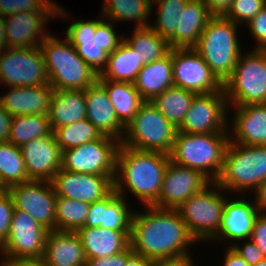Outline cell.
Listing matches in <instances>:
<instances>
[{"instance_id": "1", "label": "cell", "mask_w": 266, "mask_h": 266, "mask_svg": "<svg viewBox=\"0 0 266 266\" xmlns=\"http://www.w3.org/2000/svg\"><path fill=\"white\" fill-rule=\"evenodd\" d=\"M145 207L144 212L134 211L132 215L129 238L133 252L153 262L190 254V245L197 241L190 234L179 211Z\"/></svg>"}, {"instance_id": "2", "label": "cell", "mask_w": 266, "mask_h": 266, "mask_svg": "<svg viewBox=\"0 0 266 266\" xmlns=\"http://www.w3.org/2000/svg\"><path fill=\"white\" fill-rule=\"evenodd\" d=\"M169 161V154L136 150L120 144L117 152L114 190L126 197L127 189L128 193L131 192L139 199L140 204L152 206L159 198Z\"/></svg>"}, {"instance_id": "3", "label": "cell", "mask_w": 266, "mask_h": 266, "mask_svg": "<svg viewBox=\"0 0 266 266\" xmlns=\"http://www.w3.org/2000/svg\"><path fill=\"white\" fill-rule=\"evenodd\" d=\"M45 63L49 84L58 90H86L99 74L76 52L69 40L48 33L39 45Z\"/></svg>"}, {"instance_id": "4", "label": "cell", "mask_w": 266, "mask_h": 266, "mask_svg": "<svg viewBox=\"0 0 266 266\" xmlns=\"http://www.w3.org/2000/svg\"><path fill=\"white\" fill-rule=\"evenodd\" d=\"M266 180V145H243L229 140L215 183L226 192H254Z\"/></svg>"}, {"instance_id": "5", "label": "cell", "mask_w": 266, "mask_h": 266, "mask_svg": "<svg viewBox=\"0 0 266 266\" xmlns=\"http://www.w3.org/2000/svg\"><path fill=\"white\" fill-rule=\"evenodd\" d=\"M238 26L224 16L213 15L194 47L222 84L232 75L242 53Z\"/></svg>"}, {"instance_id": "6", "label": "cell", "mask_w": 266, "mask_h": 266, "mask_svg": "<svg viewBox=\"0 0 266 266\" xmlns=\"http://www.w3.org/2000/svg\"><path fill=\"white\" fill-rule=\"evenodd\" d=\"M229 133H176L170 161L200 171L211 182L220 175Z\"/></svg>"}, {"instance_id": "7", "label": "cell", "mask_w": 266, "mask_h": 266, "mask_svg": "<svg viewBox=\"0 0 266 266\" xmlns=\"http://www.w3.org/2000/svg\"><path fill=\"white\" fill-rule=\"evenodd\" d=\"M241 53L232 75L224 82L228 106L266 103V49Z\"/></svg>"}, {"instance_id": "8", "label": "cell", "mask_w": 266, "mask_h": 266, "mask_svg": "<svg viewBox=\"0 0 266 266\" xmlns=\"http://www.w3.org/2000/svg\"><path fill=\"white\" fill-rule=\"evenodd\" d=\"M176 133L177 128L150 101H144L120 142L136 150L170 154Z\"/></svg>"}, {"instance_id": "9", "label": "cell", "mask_w": 266, "mask_h": 266, "mask_svg": "<svg viewBox=\"0 0 266 266\" xmlns=\"http://www.w3.org/2000/svg\"><path fill=\"white\" fill-rule=\"evenodd\" d=\"M225 193L226 191L215 182H210L177 208L187 229L197 242L209 243L218 233L226 200Z\"/></svg>"}, {"instance_id": "10", "label": "cell", "mask_w": 266, "mask_h": 266, "mask_svg": "<svg viewBox=\"0 0 266 266\" xmlns=\"http://www.w3.org/2000/svg\"><path fill=\"white\" fill-rule=\"evenodd\" d=\"M121 142L102 136L98 140L62 151L61 168L91 175L116 176L117 152Z\"/></svg>"}, {"instance_id": "11", "label": "cell", "mask_w": 266, "mask_h": 266, "mask_svg": "<svg viewBox=\"0 0 266 266\" xmlns=\"http://www.w3.org/2000/svg\"><path fill=\"white\" fill-rule=\"evenodd\" d=\"M5 87L49 84L40 47L7 48L0 53V84Z\"/></svg>"}, {"instance_id": "12", "label": "cell", "mask_w": 266, "mask_h": 266, "mask_svg": "<svg viewBox=\"0 0 266 266\" xmlns=\"http://www.w3.org/2000/svg\"><path fill=\"white\" fill-rule=\"evenodd\" d=\"M228 110L224 90L196 94L177 131L186 134L229 133Z\"/></svg>"}, {"instance_id": "13", "label": "cell", "mask_w": 266, "mask_h": 266, "mask_svg": "<svg viewBox=\"0 0 266 266\" xmlns=\"http://www.w3.org/2000/svg\"><path fill=\"white\" fill-rule=\"evenodd\" d=\"M171 60L174 86L196 94L223 90V84L194 48H171Z\"/></svg>"}, {"instance_id": "14", "label": "cell", "mask_w": 266, "mask_h": 266, "mask_svg": "<svg viewBox=\"0 0 266 266\" xmlns=\"http://www.w3.org/2000/svg\"><path fill=\"white\" fill-rule=\"evenodd\" d=\"M14 210L29 214L48 231L55 230L56 194L49 181L31 180L9 187Z\"/></svg>"}, {"instance_id": "15", "label": "cell", "mask_w": 266, "mask_h": 266, "mask_svg": "<svg viewBox=\"0 0 266 266\" xmlns=\"http://www.w3.org/2000/svg\"><path fill=\"white\" fill-rule=\"evenodd\" d=\"M48 232L26 212L14 210L0 255L3 258H42Z\"/></svg>"}, {"instance_id": "16", "label": "cell", "mask_w": 266, "mask_h": 266, "mask_svg": "<svg viewBox=\"0 0 266 266\" xmlns=\"http://www.w3.org/2000/svg\"><path fill=\"white\" fill-rule=\"evenodd\" d=\"M68 15L58 4L57 11H22L3 17L8 48L38 47L49 33L44 30L49 20L52 21L55 16L70 19Z\"/></svg>"}, {"instance_id": "17", "label": "cell", "mask_w": 266, "mask_h": 266, "mask_svg": "<svg viewBox=\"0 0 266 266\" xmlns=\"http://www.w3.org/2000/svg\"><path fill=\"white\" fill-rule=\"evenodd\" d=\"M210 182L200 171L169 161L163 176L159 198L152 206L177 209L190 196L199 193Z\"/></svg>"}, {"instance_id": "18", "label": "cell", "mask_w": 266, "mask_h": 266, "mask_svg": "<svg viewBox=\"0 0 266 266\" xmlns=\"http://www.w3.org/2000/svg\"><path fill=\"white\" fill-rule=\"evenodd\" d=\"M56 196L89 204L102 200L114 189V181L106 175H91L60 169L51 181Z\"/></svg>"}, {"instance_id": "19", "label": "cell", "mask_w": 266, "mask_h": 266, "mask_svg": "<svg viewBox=\"0 0 266 266\" xmlns=\"http://www.w3.org/2000/svg\"><path fill=\"white\" fill-rule=\"evenodd\" d=\"M20 149L30 180L51 182L61 169L62 151L53 132L23 144Z\"/></svg>"}, {"instance_id": "20", "label": "cell", "mask_w": 266, "mask_h": 266, "mask_svg": "<svg viewBox=\"0 0 266 266\" xmlns=\"http://www.w3.org/2000/svg\"><path fill=\"white\" fill-rule=\"evenodd\" d=\"M253 201L241 197L234 200L226 198L220 229L210 241L222 242L226 238L229 240L228 247H231L235 241L250 239L255 220L261 213Z\"/></svg>"}, {"instance_id": "21", "label": "cell", "mask_w": 266, "mask_h": 266, "mask_svg": "<svg viewBox=\"0 0 266 266\" xmlns=\"http://www.w3.org/2000/svg\"><path fill=\"white\" fill-rule=\"evenodd\" d=\"M229 108L235 112L228 123L231 126L228 128L230 141L243 145H266V103Z\"/></svg>"}, {"instance_id": "22", "label": "cell", "mask_w": 266, "mask_h": 266, "mask_svg": "<svg viewBox=\"0 0 266 266\" xmlns=\"http://www.w3.org/2000/svg\"><path fill=\"white\" fill-rule=\"evenodd\" d=\"M86 118L102 136L121 141L125 126L119 121L105 87L97 80L85 90Z\"/></svg>"}, {"instance_id": "23", "label": "cell", "mask_w": 266, "mask_h": 266, "mask_svg": "<svg viewBox=\"0 0 266 266\" xmlns=\"http://www.w3.org/2000/svg\"><path fill=\"white\" fill-rule=\"evenodd\" d=\"M0 95V105L13 117L17 115H44L50 112L54 88L50 85L8 87Z\"/></svg>"}, {"instance_id": "24", "label": "cell", "mask_w": 266, "mask_h": 266, "mask_svg": "<svg viewBox=\"0 0 266 266\" xmlns=\"http://www.w3.org/2000/svg\"><path fill=\"white\" fill-rule=\"evenodd\" d=\"M127 199L113 189L102 200L91 203L84 227L130 231L134 211Z\"/></svg>"}, {"instance_id": "25", "label": "cell", "mask_w": 266, "mask_h": 266, "mask_svg": "<svg viewBox=\"0 0 266 266\" xmlns=\"http://www.w3.org/2000/svg\"><path fill=\"white\" fill-rule=\"evenodd\" d=\"M42 260L47 266H85L87 258L76 232L49 231Z\"/></svg>"}, {"instance_id": "26", "label": "cell", "mask_w": 266, "mask_h": 266, "mask_svg": "<svg viewBox=\"0 0 266 266\" xmlns=\"http://www.w3.org/2000/svg\"><path fill=\"white\" fill-rule=\"evenodd\" d=\"M213 15L202 0H188L178 20L176 32L168 39L171 48H194Z\"/></svg>"}, {"instance_id": "27", "label": "cell", "mask_w": 266, "mask_h": 266, "mask_svg": "<svg viewBox=\"0 0 266 266\" xmlns=\"http://www.w3.org/2000/svg\"><path fill=\"white\" fill-rule=\"evenodd\" d=\"M76 233L80 237L87 259L113 256L130 246V231L82 227Z\"/></svg>"}, {"instance_id": "28", "label": "cell", "mask_w": 266, "mask_h": 266, "mask_svg": "<svg viewBox=\"0 0 266 266\" xmlns=\"http://www.w3.org/2000/svg\"><path fill=\"white\" fill-rule=\"evenodd\" d=\"M143 101H152L167 88L174 85L170 52L159 60L143 66L134 82Z\"/></svg>"}, {"instance_id": "29", "label": "cell", "mask_w": 266, "mask_h": 266, "mask_svg": "<svg viewBox=\"0 0 266 266\" xmlns=\"http://www.w3.org/2000/svg\"><path fill=\"white\" fill-rule=\"evenodd\" d=\"M85 90L54 89L49 112L52 131L86 118Z\"/></svg>"}, {"instance_id": "30", "label": "cell", "mask_w": 266, "mask_h": 266, "mask_svg": "<svg viewBox=\"0 0 266 266\" xmlns=\"http://www.w3.org/2000/svg\"><path fill=\"white\" fill-rule=\"evenodd\" d=\"M143 68L132 48L123 40L110 54L98 80H112L134 83Z\"/></svg>"}, {"instance_id": "31", "label": "cell", "mask_w": 266, "mask_h": 266, "mask_svg": "<svg viewBox=\"0 0 266 266\" xmlns=\"http://www.w3.org/2000/svg\"><path fill=\"white\" fill-rule=\"evenodd\" d=\"M106 89L119 121L126 127L144 102L134 83L98 80Z\"/></svg>"}, {"instance_id": "32", "label": "cell", "mask_w": 266, "mask_h": 266, "mask_svg": "<svg viewBox=\"0 0 266 266\" xmlns=\"http://www.w3.org/2000/svg\"><path fill=\"white\" fill-rule=\"evenodd\" d=\"M123 40L132 48L143 66L155 60H159L170 52L167 39L159 36L150 26L135 28L132 36Z\"/></svg>"}, {"instance_id": "33", "label": "cell", "mask_w": 266, "mask_h": 266, "mask_svg": "<svg viewBox=\"0 0 266 266\" xmlns=\"http://www.w3.org/2000/svg\"><path fill=\"white\" fill-rule=\"evenodd\" d=\"M102 14L104 18L114 22L136 21L135 28L148 27L152 13V0H103ZM148 21V22H147Z\"/></svg>"}, {"instance_id": "34", "label": "cell", "mask_w": 266, "mask_h": 266, "mask_svg": "<svg viewBox=\"0 0 266 266\" xmlns=\"http://www.w3.org/2000/svg\"><path fill=\"white\" fill-rule=\"evenodd\" d=\"M196 93L171 86L150 101L176 128L183 122Z\"/></svg>"}, {"instance_id": "35", "label": "cell", "mask_w": 266, "mask_h": 266, "mask_svg": "<svg viewBox=\"0 0 266 266\" xmlns=\"http://www.w3.org/2000/svg\"><path fill=\"white\" fill-rule=\"evenodd\" d=\"M31 181L23 160L20 147L11 142L0 143L1 191Z\"/></svg>"}, {"instance_id": "36", "label": "cell", "mask_w": 266, "mask_h": 266, "mask_svg": "<svg viewBox=\"0 0 266 266\" xmlns=\"http://www.w3.org/2000/svg\"><path fill=\"white\" fill-rule=\"evenodd\" d=\"M49 116L17 115L13 116L9 142L21 147L23 144L52 133Z\"/></svg>"}, {"instance_id": "37", "label": "cell", "mask_w": 266, "mask_h": 266, "mask_svg": "<svg viewBox=\"0 0 266 266\" xmlns=\"http://www.w3.org/2000/svg\"><path fill=\"white\" fill-rule=\"evenodd\" d=\"M90 204L72 200L67 197H56L55 230L76 232L84 227Z\"/></svg>"}, {"instance_id": "38", "label": "cell", "mask_w": 266, "mask_h": 266, "mask_svg": "<svg viewBox=\"0 0 266 266\" xmlns=\"http://www.w3.org/2000/svg\"><path fill=\"white\" fill-rule=\"evenodd\" d=\"M53 133L61 151L81 146L102 137L101 133L87 118L58 127Z\"/></svg>"}, {"instance_id": "39", "label": "cell", "mask_w": 266, "mask_h": 266, "mask_svg": "<svg viewBox=\"0 0 266 266\" xmlns=\"http://www.w3.org/2000/svg\"><path fill=\"white\" fill-rule=\"evenodd\" d=\"M188 0H152L157 4L156 20L150 23V27L161 37L169 39L175 32L179 17Z\"/></svg>"}, {"instance_id": "40", "label": "cell", "mask_w": 266, "mask_h": 266, "mask_svg": "<svg viewBox=\"0 0 266 266\" xmlns=\"http://www.w3.org/2000/svg\"><path fill=\"white\" fill-rule=\"evenodd\" d=\"M265 6L266 0H233L223 16L237 25H247Z\"/></svg>"}, {"instance_id": "41", "label": "cell", "mask_w": 266, "mask_h": 266, "mask_svg": "<svg viewBox=\"0 0 266 266\" xmlns=\"http://www.w3.org/2000/svg\"><path fill=\"white\" fill-rule=\"evenodd\" d=\"M58 3L54 0H0L2 17L26 11H57Z\"/></svg>"}, {"instance_id": "42", "label": "cell", "mask_w": 266, "mask_h": 266, "mask_svg": "<svg viewBox=\"0 0 266 266\" xmlns=\"http://www.w3.org/2000/svg\"><path fill=\"white\" fill-rule=\"evenodd\" d=\"M114 22L101 18H96V33L93 39V44H97L106 53H112L123 41L124 35L116 33Z\"/></svg>"}, {"instance_id": "43", "label": "cell", "mask_w": 266, "mask_h": 266, "mask_svg": "<svg viewBox=\"0 0 266 266\" xmlns=\"http://www.w3.org/2000/svg\"><path fill=\"white\" fill-rule=\"evenodd\" d=\"M73 21L67 27L65 37L71 44L92 43L96 33V19Z\"/></svg>"}, {"instance_id": "44", "label": "cell", "mask_w": 266, "mask_h": 266, "mask_svg": "<svg viewBox=\"0 0 266 266\" xmlns=\"http://www.w3.org/2000/svg\"><path fill=\"white\" fill-rule=\"evenodd\" d=\"M78 55L98 74L105 68L108 53L102 48H99L97 44L85 43V44H72Z\"/></svg>"}, {"instance_id": "45", "label": "cell", "mask_w": 266, "mask_h": 266, "mask_svg": "<svg viewBox=\"0 0 266 266\" xmlns=\"http://www.w3.org/2000/svg\"><path fill=\"white\" fill-rule=\"evenodd\" d=\"M14 212L13 199L8 190L0 191V247L6 242Z\"/></svg>"}, {"instance_id": "46", "label": "cell", "mask_w": 266, "mask_h": 266, "mask_svg": "<svg viewBox=\"0 0 266 266\" xmlns=\"http://www.w3.org/2000/svg\"><path fill=\"white\" fill-rule=\"evenodd\" d=\"M250 34L255 38L253 49H266V6L247 24Z\"/></svg>"}, {"instance_id": "47", "label": "cell", "mask_w": 266, "mask_h": 266, "mask_svg": "<svg viewBox=\"0 0 266 266\" xmlns=\"http://www.w3.org/2000/svg\"><path fill=\"white\" fill-rule=\"evenodd\" d=\"M243 242L244 246L239 245V243L236 242L233 246H231V248L237 254H239L248 263L249 266L266 259L263 252L257 245H255V243L251 239H249L248 241L247 239L243 240Z\"/></svg>"}, {"instance_id": "48", "label": "cell", "mask_w": 266, "mask_h": 266, "mask_svg": "<svg viewBox=\"0 0 266 266\" xmlns=\"http://www.w3.org/2000/svg\"><path fill=\"white\" fill-rule=\"evenodd\" d=\"M132 253L133 250L129 246L126 250L113 256L87 259L85 266H125Z\"/></svg>"}, {"instance_id": "49", "label": "cell", "mask_w": 266, "mask_h": 266, "mask_svg": "<svg viewBox=\"0 0 266 266\" xmlns=\"http://www.w3.org/2000/svg\"><path fill=\"white\" fill-rule=\"evenodd\" d=\"M250 239L260 248L266 258V213H260L256 218Z\"/></svg>"}, {"instance_id": "50", "label": "cell", "mask_w": 266, "mask_h": 266, "mask_svg": "<svg viewBox=\"0 0 266 266\" xmlns=\"http://www.w3.org/2000/svg\"><path fill=\"white\" fill-rule=\"evenodd\" d=\"M0 266H47L42 258H2Z\"/></svg>"}, {"instance_id": "51", "label": "cell", "mask_w": 266, "mask_h": 266, "mask_svg": "<svg viewBox=\"0 0 266 266\" xmlns=\"http://www.w3.org/2000/svg\"><path fill=\"white\" fill-rule=\"evenodd\" d=\"M13 117L0 105V143L9 142Z\"/></svg>"}, {"instance_id": "52", "label": "cell", "mask_w": 266, "mask_h": 266, "mask_svg": "<svg viewBox=\"0 0 266 266\" xmlns=\"http://www.w3.org/2000/svg\"><path fill=\"white\" fill-rule=\"evenodd\" d=\"M191 253L181 257L167 258L155 261L153 266H195Z\"/></svg>"}, {"instance_id": "53", "label": "cell", "mask_w": 266, "mask_h": 266, "mask_svg": "<svg viewBox=\"0 0 266 266\" xmlns=\"http://www.w3.org/2000/svg\"><path fill=\"white\" fill-rule=\"evenodd\" d=\"M212 15L223 16L233 0H202Z\"/></svg>"}, {"instance_id": "54", "label": "cell", "mask_w": 266, "mask_h": 266, "mask_svg": "<svg viewBox=\"0 0 266 266\" xmlns=\"http://www.w3.org/2000/svg\"><path fill=\"white\" fill-rule=\"evenodd\" d=\"M223 266H249L248 263L231 247L225 249Z\"/></svg>"}, {"instance_id": "55", "label": "cell", "mask_w": 266, "mask_h": 266, "mask_svg": "<svg viewBox=\"0 0 266 266\" xmlns=\"http://www.w3.org/2000/svg\"><path fill=\"white\" fill-rule=\"evenodd\" d=\"M253 193L257 208L261 213H266V180Z\"/></svg>"}, {"instance_id": "56", "label": "cell", "mask_w": 266, "mask_h": 266, "mask_svg": "<svg viewBox=\"0 0 266 266\" xmlns=\"http://www.w3.org/2000/svg\"><path fill=\"white\" fill-rule=\"evenodd\" d=\"M153 261L147 259L138 253H132L128 259L125 266H153Z\"/></svg>"}, {"instance_id": "57", "label": "cell", "mask_w": 266, "mask_h": 266, "mask_svg": "<svg viewBox=\"0 0 266 266\" xmlns=\"http://www.w3.org/2000/svg\"><path fill=\"white\" fill-rule=\"evenodd\" d=\"M8 48V42L5 34V21L0 15V53Z\"/></svg>"}, {"instance_id": "58", "label": "cell", "mask_w": 266, "mask_h": 266, "mask_svg": "<svg viewBox=\"0 0 266 266\" xmlns=\"http://www.w3.org/2000/svg\"><path fill=\"white\" fill-rule=\"evenodd\" d=\"M251 266H266V259L263 261H259L256 264H253Z\"/></svg>"}]
</instances>
